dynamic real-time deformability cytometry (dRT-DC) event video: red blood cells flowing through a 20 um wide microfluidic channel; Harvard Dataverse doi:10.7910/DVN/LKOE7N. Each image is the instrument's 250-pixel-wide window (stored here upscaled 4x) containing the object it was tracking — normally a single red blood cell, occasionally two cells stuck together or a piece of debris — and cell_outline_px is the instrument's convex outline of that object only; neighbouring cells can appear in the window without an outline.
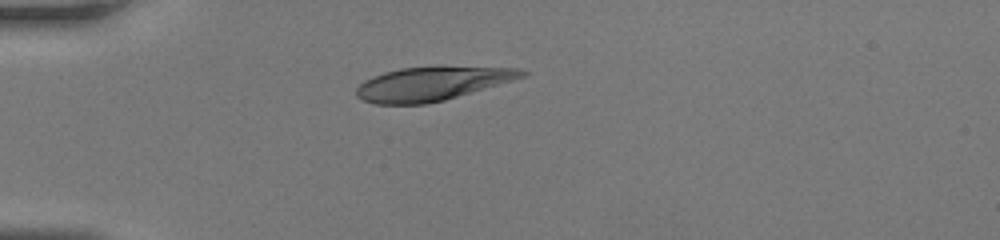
{"species": "human", "species_latin": "Homo sapiens", "temperature_condition": "room temperature", "stored_images_in_passage": 12, "camera_frame_rate_fps": 3000, "um_per_image_px": 0.085, "donor": {"sex": "female"}, "frame": {"image": 1, "passage_image": 1, "time_ms": 0.0, "image_size_px": [1000, 240], "cell_outline_px": [[528, 72], [524, 76], [444, 100], [424, 104], [376, 104], [364, 100], [356, 96], [356, 88], [364, 80], [384, 72], [400, 68], [520, 68]], "centroid_in_image_um": [36.62, 7.14], "position_along_channel_um": 48.4, "area_um2": 31.39}}
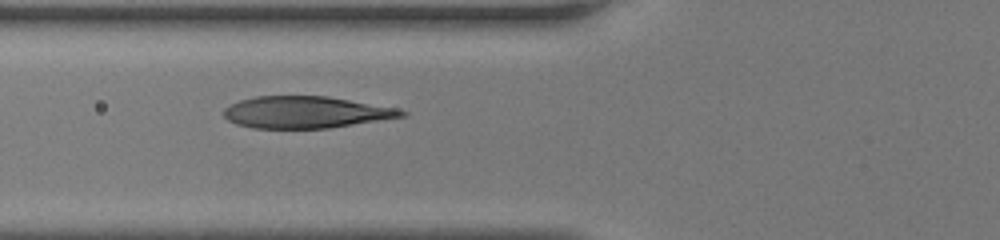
{"frame": {"image": 2, "passage_image": 6, "time_ms": 1.667, "image_size_px": [1000, 240], "cell_outline_px": [[408, 116], [328, 128], [252, 128], [236, 124], [228, 120], [224, 116], [224, 108], [228, 104], [240, 100], [256, 96], [328, 96], [396, 108], [408, 112]], "centroid_in_image_um": [25.98, 9.54], "position_along_channel_um": 99.8, "area_um2": 33.0}}
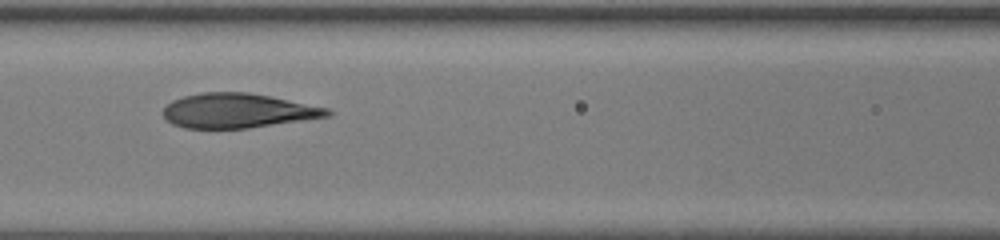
{"frame": {"image": 3, "passage_image": 9, "time_ms": 2.667, "image_size_px": [1000, 240], "cell_outline_px": [[332, 116], [248, 128], [184, 128], [172, 124], [164, 116], [164, 108], [172, 100], [184, 96], [200, 92], [248, 92], [328, 108], [332, 112]], "centroid_in_image_um": [20.21, 9.41], "position_along_channel_um": 146.4, "area_um2": 32.83}}